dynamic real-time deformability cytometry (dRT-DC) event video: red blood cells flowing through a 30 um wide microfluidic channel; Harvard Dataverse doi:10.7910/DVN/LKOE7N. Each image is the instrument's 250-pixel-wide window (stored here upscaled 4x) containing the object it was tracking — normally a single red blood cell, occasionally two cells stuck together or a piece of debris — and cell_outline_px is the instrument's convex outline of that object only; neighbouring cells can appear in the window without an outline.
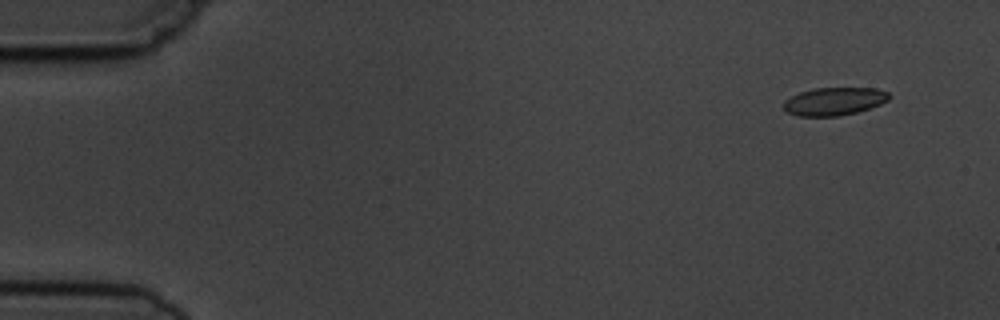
{"species": "common noctule bat (a hibernating species)", "species_latin": "Nyctalus noctula", "temperature_condition": "cold", "stored_images_in_passage": 8, "camera_frame_rate_fps": 3000, "um_per_image_px": 0.085, "animal": {"sex": "male", "body_mass_g": 19.5, "forearm_length_mm": 54.6}, "frame": {"image": 1, "passage_image": 1, "time_ms": 0.0, "image_size_px": [1000, 320], "cell_outline_px": [[892, 96], [888, 100], [880, 104], [856, 112], [836, 116], [796, 116], [788, 112], [784, 108], [784, 100], [800, 92], [812, 88], [876, 88], [888, 92]], "centroid_in_image_um": [70.91, 8.6], "position_along_channel_um": 14.1, "area_um2": 17.11}}
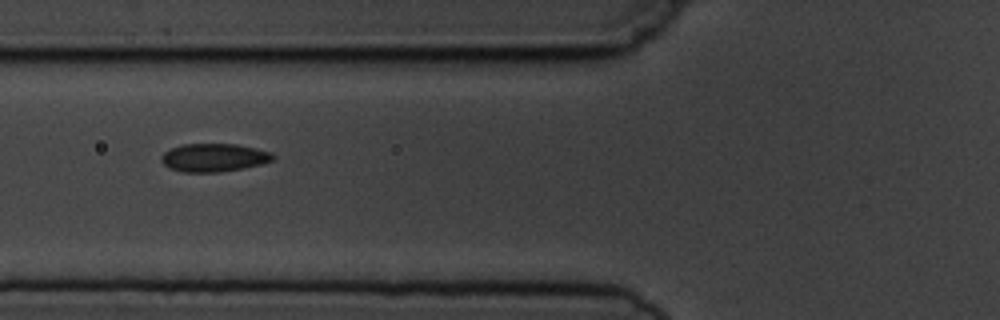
{"frame": {"image": 2, "passage_image": 6, "time_ms": 5.667, "image_size_px": [1000, 320], "cell_outline_px": [[276, 156], [272, 160], [260, 164], [244, 168], [220, 172], [180, 172], [168, 168], [160, 160], [160, 156], [164, 152], [180, 144], [236, 144], [256, 148], [272, 152]], "centroid_in_image_um": [18.16, 13.4], "position_along_channel_um": 107.6, "area_um2": 18.5}}
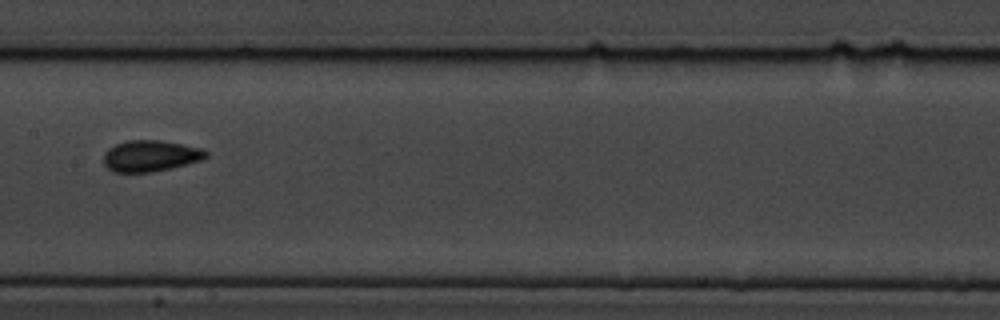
{"frame": {"image": 3, "passage_image": 8, "time_ms": 8.0, "image_size_px": [1000, 320], "cell_outline_px": [[208, 156], [200, 160], [188, 164], [172, 168], [152, 172], [112, 172], [104, 164], [104, 152], [108, 148], [116, 144], [128, 140], [160, 140], [204, 148], [208, 152]], "centroid_in_image_um": [12.8, 13.25], "position_along_channel_um": 194.6, "area_um2": 18.79}}